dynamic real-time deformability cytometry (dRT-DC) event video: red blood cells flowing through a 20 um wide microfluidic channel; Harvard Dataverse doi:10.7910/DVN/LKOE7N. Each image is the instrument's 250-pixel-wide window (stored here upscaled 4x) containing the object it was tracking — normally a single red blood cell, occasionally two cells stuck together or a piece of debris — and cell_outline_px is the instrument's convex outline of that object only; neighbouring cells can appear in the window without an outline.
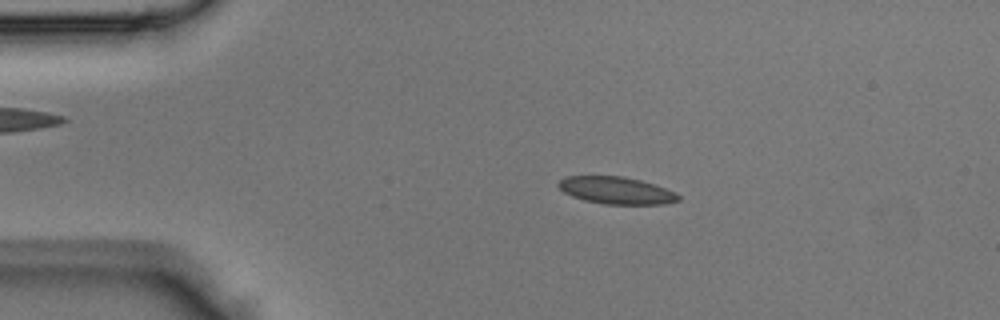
{"species": "Egyptian fruit bat (a non-hibernating species)", "species_latin": "Rousettus aegyptiacus", "temperature_condition": "room temperature", "stored_images_in_passage": 41, "camera_frame_rate_fps": 3000, "um_per_image_px": 0.085, "animal": {"sex": "male"}, "frame": {"image": 1, "passage_image": 6, "time_ms": 1.667, "image_size_px": [1000, 320], "cell_outline_px": [[680, 200], [664, 204], [604, 204], [584, 200], [572, 196], [564, 192], [556, 184], [564, 176], [624, 176], [640, 180], [676, 192], [680, 196]], "centroid_in_image_um": [52.37, 16.18], "position_along_channel_um": 32.6, "area_um2": 18.96}}
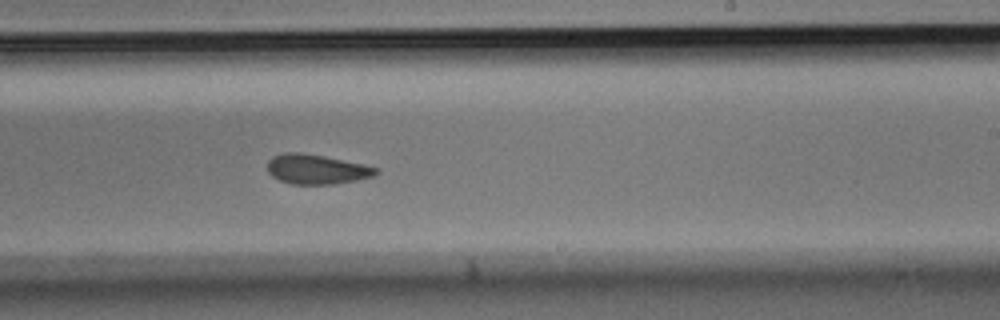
{"frame": {"image": 2, "passage_image": 24, "time_ms": 7.667, "image_size_px": [1000, 320], "cell_outline_px": [[376, 176], [356, 180], [332, 184], [292, 184], [280, 180], [272, 176], [268, 172], [268, 160], [272, 156], [284, 152], [300, 152], [324, 156], [364, 164], [376, 168]], "centroid_in_image_um": [26.88, 14.38], "position_along_channel_um": 262.1, "area_um2": 18.73}}
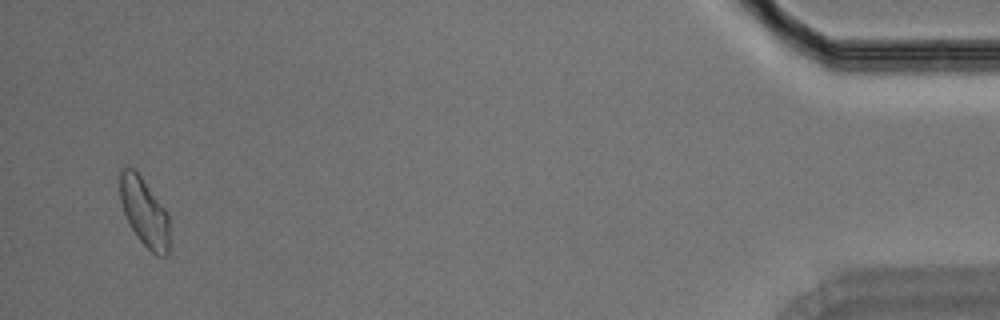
{"frame": {"image": 3, "passage_image": 40, "time_ms": 13.0, "image_size_px": [1000, 320], "cell_outline_px": [[168, 256], [156, 256], [136, 236], [128, 224], [120, 200], [120, 168], [132, 168], [140, 176], [168, 212]], "centroid_in_image_um": [12.26, 18.05], "position_along_channel_um": 422.9, "area_um2": 19.54}}